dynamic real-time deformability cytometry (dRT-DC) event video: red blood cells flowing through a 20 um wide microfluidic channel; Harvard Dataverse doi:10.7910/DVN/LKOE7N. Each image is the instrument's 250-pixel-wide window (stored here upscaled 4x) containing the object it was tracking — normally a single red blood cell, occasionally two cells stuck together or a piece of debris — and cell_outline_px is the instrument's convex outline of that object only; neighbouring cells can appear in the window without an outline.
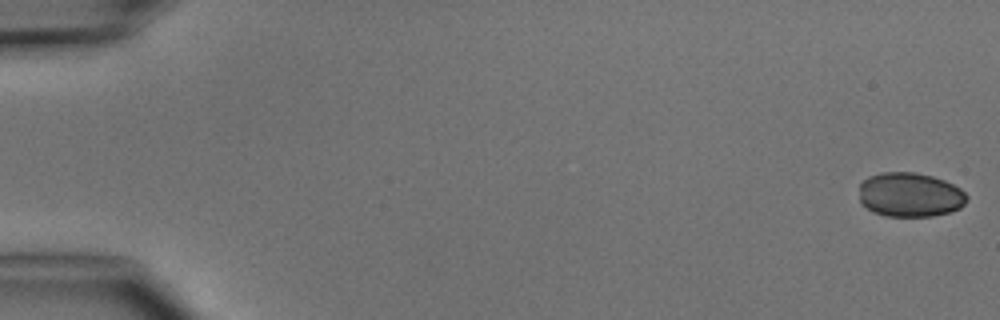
{"species": "common noctule bat (a hibernating species)", "species_latin": "Nyctalus noctula", "temperature_condition": "cold", "stored_images_in_passage": 5, "camera_frame_rate_fps": 3000, "um_per_image_px": 0.085, "animal": {"sex": "male", "body_mass_g": 15.6}, "frame": {"image": 1, "passage_image": 1, "time_ms": 0.0, "image_size_px": [1000, 320], "cell_outline_px": [[968, 200], [960, 208], [948, 212], [932, 216], [884, 216], [872, 212], [860, 200], [860, 184], [868, 176], [880, 172], [912, 172], [932, 176], [944, 180], [960, 188], [968, 196]], "centroid_in_image_um": [77.35, 16.55], "position_along_channel_um": 7.6, "area_um2": 27.86}}
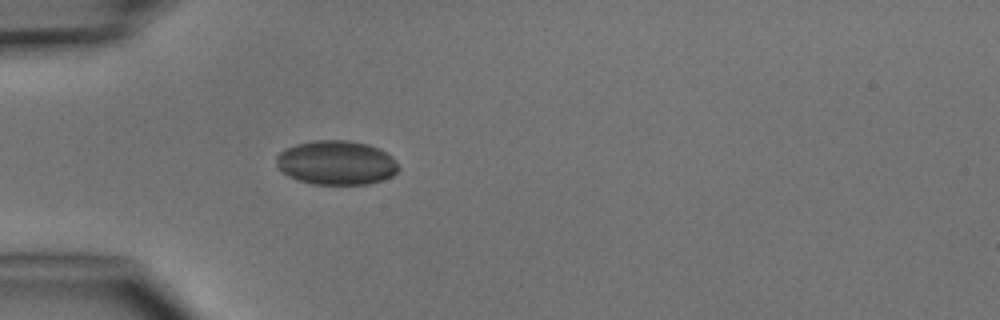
{"frame": {"image": 2, "passage_image": 5, "time_ms": 4.667, "image_size_px": [1000, 320], "cell_outline_px": [[400, 168], [392, 176], [368, 184], [312, 184], [296, 180], [288, 176], [276, 164], [276, 156], [284, 148], [296, 144], [316, 140], [348, 140], [368, 144], [380, 148], [392, 156]], "centroid_in_image_um": [28.59, 13.82], "position_along_channel_um": 56.4, "area_um2": 31.62}}